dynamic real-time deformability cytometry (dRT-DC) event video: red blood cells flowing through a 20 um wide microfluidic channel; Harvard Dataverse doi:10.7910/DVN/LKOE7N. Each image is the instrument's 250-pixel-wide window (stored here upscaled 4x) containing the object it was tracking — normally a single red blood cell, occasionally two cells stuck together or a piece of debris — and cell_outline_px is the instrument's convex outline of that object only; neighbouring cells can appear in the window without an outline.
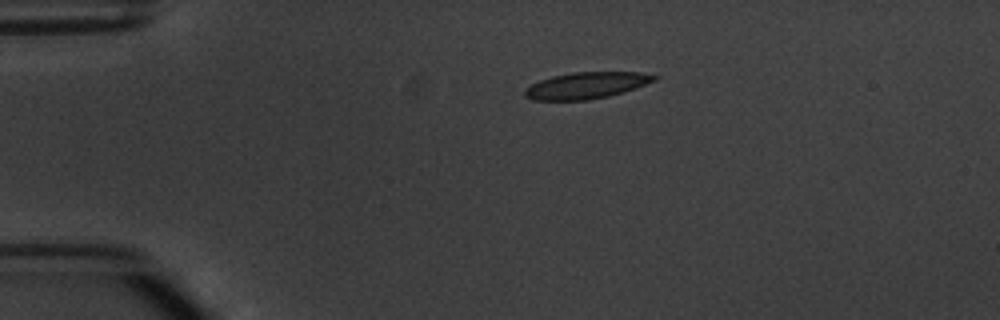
{"species": "common noctule bat (a hibernating species)", "species_latin": "Nyctalus noctula", "temperature_condition": "warm", "stored_images_in_passage": 4, "camera_frame_rate_fps": 3000, "um_per_image_px": 0.085, "animal": {"sex": "male", "body_mass_g": 20.1, "forearm_length_mm": 53.5}, "frame": {"image": 1, "passage_image": 4, "time_ms": 3.667, "image_size_px": [1000, 320], "cell_outline_px": [[660, 76], [656, 80], [636, 88], [624, 92], [608, 96], [588, 100], [532, 100], [524, 96], [524, 92], [532, 84], [540, 80], [552, 76], [572, 72], [640, 72]], "centroid_in_image_um": [49.87, 7.26], "position_along_channel_um": 35.1, "area_um2": 20.0}}